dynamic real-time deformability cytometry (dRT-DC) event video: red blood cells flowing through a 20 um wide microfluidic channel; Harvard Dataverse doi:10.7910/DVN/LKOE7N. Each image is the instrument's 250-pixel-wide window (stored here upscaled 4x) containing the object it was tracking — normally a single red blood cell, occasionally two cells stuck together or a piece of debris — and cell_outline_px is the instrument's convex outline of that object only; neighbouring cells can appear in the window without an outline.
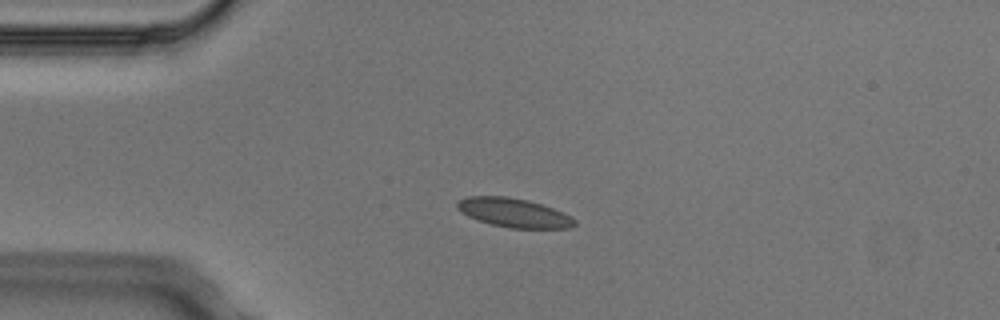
{"species": "Egyptian fruit bat (a non-hibernating species)", "species_latin": "Rousettus aegyptiacus", "temperature_condition": "cold", "stored_images_in_passage": 4, "camera_frame_rate_fps": 3000, "um_per_image_px": 0.085, "animal": {"sex": "male"}, "frame": {"image": 1, "passage_image": 3, "time_ms": 0.667, "image_size_px": [1000, 320], "cell_outline_px": [[576, 224], [568, 228], [512, 228], [492, 224], [468, 216], [460, 212], [456, 208], [456, 204], [460, 200], [468, 196], [508, 196], [528, 200], [564, 212], [572, 216], [576, 220]], "centroid_in_image_um": [43.69, 18.07], "position_along_channel_um": 41.3, "area_um2": 19.77}}